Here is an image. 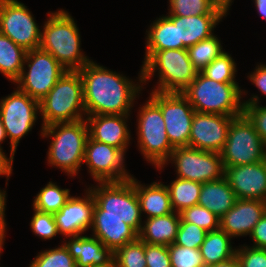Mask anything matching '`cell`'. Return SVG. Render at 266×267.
Wrapping results in <instances>:
<instances>
[{
    "instance_id": "cell-1",
    "label": "cell",
    "mask_w": 266,
    "mask_h": 267,
    "mask_svg": "<svg viewBox=\"0 0 266 267\" xmlns=\"http://www.w3.org/2000/svg\"><path fill=\"white\" fill-rule=\"evenodd\" d=\"M140 67L134 80L93 60L78 70L83 81L86 116L131 115L135 100L145 88Z\"/></svg>"
},
{
    "instance_id": "cell-17",
    "label": "cell",
    "mask_w": 266,
    "mask_h": 267,
    "mask_svg": "<svg viewBox=\"0 0 266 267\" xmlns=\"http://www.w3.org/2000/svg\"><path fill=\"white\" fill-rule=\"evenodd\" d=\"M85 187L83 196H71L59 212L53 214L58 232L64 238L83 235L91 229L95 201L88 186Z\"/></svg>"
},
{
    "instance_id": "cell-30",
    "label": "cell",
    "mask_w": 266,
    "mask_h": 267,
    "mask_svg": "<svg viewBox=\"0 0 266 267\" xmlns=\"http://www.w3.org/2000/svg\"><path fill=\"white\" fill-rule=\"evenodd\" d=\"M166 16L192 17L206 14H229V8L219 0H168Z\"/></svg>"
},
{
    "instance_id": "cell-3",
    "label": "cell",
    "mask_w": 266,
    "mask_h": 267,
    "mask_svg": "<svg viewBox=\"0 0 266 267\" xmlns=\"http://www.w3.org/2000/svg\"><path fill=\"white\" fill-rule=\"evenodd\" d=\"M42 138H51L46 161L68 177H76L82 169L85 145L89 137L86 119L55 123L40 129Z\"/></svg>"
},
{
    "instance_id": "cell-33",
    "label": "cell",
    "mask_w": 266,
    "mask_h": 267,
    "mask_svg": "<svg viewBox=\"0 0 266 267\" xmlns=\"http://www.w3.org/2000/svg\"><path fill=\"white\" fill-rule=\"evenodd\" d=\"M221 42V39L214 34L210 38L201 40L187 49L190 60L198 72L202 71L225 51Z\"/></svg>"
},
{
    "instance_id": "cell-32",
    "label": "cell",
    "mask_w": 266,
    "mask_h": 267,
    "mask_svg": "<svg viewBox=\"0 0 266 267\" xmlns=\"http://www.w3.org/2000/svg\"><path fill=\"white\" fill-rule=\"evenodd\" d=\"M71 196L70 189L62 188L56 182L49 181L36 194L32 206L38 211L54 214L59 212Z\"/></svg>"
},
{
    "instance_id": "cell-7",
    "label": "cell",
    "mask_w": 266,
    "mask_h": 267,
    "mask_svg": "<svg viewBox=\"0 0 266 267\" xmlns=\"http://www.w3.org/2000/svg\"><path fill=\"white\" fill-rule=\"evenodd\" d=\"M88 186L95 201L93 215L119 217L140 232L143 218L133 176L124 181L96 182Z\"/></svg>"
},
{
    "instance_id": "cell-23",
    "label": "cell",
    "mask_w": 266,
    "mask_h": 267,
    "mask_svg": "<svg viewBox=\"0 0 266 267\" xmlns=\"http://www.w3.org/2000/svg\"><path fill=\"white\" fill-rule=\"evenodd\" d=\"M90 235L99 239L113 253L138 238V233L119 217L93 215Z\"/></svg>"
},
{
    "instance_id": "cell-4",
    "label": "cell",
    "mask_w": 266,
    "mask_h": 267,
    "mask_svg": "<svg viewBox=\"0 0 266 267\" xmlns=\"http://www.w3.org/2000/svg\"><path fill=\"white\" fill-rule=\"evenodd\" d=\"M182 94L195 112L237 117L243 114L242 99L248 91L239 83H220L198 72Z\"/></svg>"
},
{
    "instance_id": "cell-35",
    "label": "cell",
    "mask_w": 266,
    "mask_h": 267,
    "mask_svg": "<svg viewBox=\"0 0 266 267\" xmlns=\"http://www.w3.org/2000/svg\"><path fill=\"white\" fill-rule=\"evenodd\" d=\"M29 267H76V261L62 243L54 248L41 250Z\"/></svg>"
},
{
    "instance_id": "cell-8",
    "label": "cell",
    "mask_w": 266,
    "mask_h": 267,
    "mask_svg": "<svg viewBox=\"0 0 266 267\" xmlns=\"http://www.w3.org/2000/svg\"><path fill=\"white\" fill-rule=\"evenodd\" d=\"M147 99L137 110V148L143 159L157 168L165 164L174 148L165 129L161 108L150 97Z\"/></svg>"
},
{
    "instance_id": "cell-40",
    "label": "cell",
    "mask_w": 266,
    "mask_h": 267,
    "mask_svg": "<svg viewBox=\"0 0 266 267\" xmlns=\"http://www.w3.org/2000/svg\"><path fill=\"white\" fill-rule=\"evenodd\" d=\"M30 229L40 239L51 240L59 235L58 227L52 213L41 212L33 208Z\"/></svg>"
},
{
    "instance_id": "cell-47",
    "label": "cell",
    "mask_w": 266,
    "mask_h": 267,
    "mask_svg": "<svg viewBox=\"0 0 266 267\" xmlns=\"http://www.w3.org/2000/svg\"><path fill=\"white\" fill-rule=\"evenodd\" d=\"M13 159L8 158V155L3 149H0V177H6V185L13 172Z\"/></svg>"
},
{
    "instance_id": "cell-13",
    "label": "cell",
    "mask_w": 266,
    "mask_h": 267,
    "mask_svg": "<svg viewBox=\"0 0 266 267\" xmlns=\"http://www.w3.org/2000/svg\"><path fill=\"white\" fill-rule=\"evenodd\" d=\"M0 32L26 51L40 47L42 29L21 1L0 0Z\"/></svg>"
},
{
    "instance_id": "cell-49",
    "label": "cell",
    "mask_w": 266,
    "mask_h": 267,
    "mask_svg": "<svg viewBox=\"0 0 266 267\" xmlns=\"http://www.w3.org/2000/svg\"><path fill=\"white\" fill-rule=\"evenodd\" d=\"M210 267H240L239 261L236 257V255L234 257H232L231 259L212 265Z\"/></svg>"
},
{
    "instance_id": "cell-36",
    "label": "cell",
    "mask_w": 266,
    "mask_h": 267,
    "mask_svg": "<svg viewBox=\"0 0 266 267\" xmlns=\"http://www.w3.org/2000/svg\"><path fill=\"white\" fill-rule=\"evenodd\" d=\"M118 267H147L145 259V243L137 238L118 248L113 253Z\"/></svg>"
},
{
    "instance_id": "cell-16",
    "label": "cell",
    "mask_w": 266,
    "mask_h": 267,
    "mask_svg": "<svg viewBox=\"0 0 266 267\" xmlns=\"http://www.w3.org/2000/svg\"><path fill=\"white\" fill-rule=\"evenodd\" d=\"M234 117L195 112L188 147L220 153Z\"/></svg>"
},
{
    "instance_id": "cell-12",
    "label": "cell",
    "mask_w": 266,
    "mask_h": 267,
    "mask_svg": "<svg viewBox=\"0 0 266 267\" xmlns=\"http://www.w3.org/2000/svg\"><path fill=\"white\" fill-rule=\"evenodd\" d=\"M172 164L177 178L188 179L201 184L224 177V166L221 155L217 152L203 151L191 147L174 148L163 166L156 169L160 172Z\"/></svg>"
},
{
    "instance_id": "cell-46",
    "label": "cell",
    "mask_w": 266,
    "mask_h": 267,
    "mask_svg": "<svg viewBox=\"0 0 266 267\" xmlns=\"http://www.w3.org/2000/svg\"><path fill=\"white\" fill-rule=\"evenodd\" d=\"M6 196L7 195V192L6 190L4 189H1L0 188V241H3L5 242V237H6V231H7V222H6V214H5V211H6Z\"/></svg>"
},
{
    "instance_id": "cell-14",
    "label": "cell",
    "mask_w": 266,
    "mask_h": 267,
    "mask_svg": "<svg viewBox=\"0 0 266 267\" xmlns=\"http://www.w3.org/2000/svg\"><path fill=\"white\" fill-rule=\"evenodd\" d=\"M149 97L161 108L173 148L188 147L195 110L182 93L151 91Z\"/></svg>"
},
{
    "instance_id": "cell-31",
    "label": "cell",
    "mask_w": 266,
    "mask_h": 267,
    "mask_svg": "<svg viewBox=\"0 0 266 267\" xmlns=\"http://www.w3.org/2000/svg\"><path fill=\"white\" fill-rule=\"evenodd\" d=\"M171 206L174 212L180 213L183 209L198 204L202 184L188 179L177 178L166 185Z\"/></svg>"
},
{
    "instance_id": "cell-26",
    "label": "cell",
    "mask_w": 266,
    "mask_h": 267,
    "mask_svg": "<svg viewBox=\"0 0 266 267\" xmlns=\"http://www.w3.org/2000/svg\"><path fill=\"white\" fill-rule=\"evenodd\" d=\"M181 218L178 212L143 220L138 238L151 245H170L176 240Z\"/></svg>"
},
{
    "instance_id": "cell-19",
    "label": "cell",
    "mask_w": 266,
    "mask_h": 267,
    "mask_svg": "<svg viewBox=\"0 0 266 267\" xmlns=\"http://www.w3.org/2000/svg\"><path fill=\"white\" fill-rule=\"evenodd\" d=\"M130 117L131 115L113 114L86 116L89 136L93 140L121 149L126 154L133 140L128 126Z\"/></svg>"
},
{
    "instance_id": "cell-29",
    "label": "cell",
    "mask_w": 266,
    "mask_h": 267,
    "mask_svg": "<svg viewBox=\"0 0 266 267\" xmlns=\"http://www.w3.org/2000/svg\"><path fill=\"white\" fill-rule=\"evenodd\" d=\"M27 51L0 32V73L14 83L20 76Z\"/></svg>"
},
{
    "instance_id": "cell-9",
    "label": "cell",
    "mask_w": 266,
    "mask_h": 267,
    "mask_svg": "<svg viewBox=\"0 0 266 267\" xmlns=\"http://www.w3.org/2000/svg\"><path fill=\"white\" fill-rule=\"evenodd\" d=\"M220 155L224 167L253 164L266 159V145L244 113L233 118Z\"/></svg>"
},
{
    "instance_id": "cell-48",
    "label": "cell",
    "mask_w": 266,
    "mask_h": 267,
    "mask_svg": "<svg viewBox=\"0 0 266 267\" xmlns=\"http://www.w3.org/2000/svg\"><path fill=\"white\" fill-rule=\"evenodd\" d=\"M257 13L266 21V0H253Z\"/></svg>"
},
{
    "instance_id": "cell-53",
    "label": "cell",
    "mask_w": 266,
    "mask_h": 267,
    "mask_svg": "<svg viewBox=\"0 0 266 267\" xmlns=\"http://www.w3.org/2000/svg\"><path fill=\"white\" fill-rule=\"evenodd\" d=\"M4 243H5V242L0 241V259H1V254L3 253ZM0 267H2V266H0Z\"/></svg>"
},
{
    "instance_id": "cell-22",
    "label": "cell",
    "mask_w": 266,
    "mask_h": 267,
    "mask_svg": "<svg viewBox=\"0 0 266 267\" xmlns=\"http://www.w3.org/2000/svg\"><path fill=\"white\" fill-rule=\"evenodd\" d=\"M228 14H206L190 17L167 16L174 24H178V43L182 49H188L201 40L214 35V30Z\"/></svg>"
},
{
    "instance_id": "cell-43",
    "label": "cell",
    "mask_w": 266,
    "mask_h": 267,
    "mask_svg": "<svg viewBox=\"0 0 266 267\" xmlns=\"http://www.w3.org/2000/svg\"><path fill=\"white\" fill-rule=\"evenodd\" d=\"M145 259L147 267H171L170 254L166 245L145 243Z\"/></svg>"
},
{
    "instance_id": "cell-18",
    "label": "cell",
    "mask_w": 266,
    "mask_h": 267,
    "mask_svg": "<svg viewBox=\"0 0 266 267\" xmlns=\"http://www.w3.org/2000/svg\"><path fill=\"white\" fill-rule=\"evenodd\" d=\"M224 177L237 199L266 202V159L253 164L224 167Z\"/></svg>"
},
{
    "instance_id": "cell-44",
    "label": "cell",
    "mask_w": 266,
    "mask_h": 267,
    "mask_svg": "<svg viewBox=\"0 0 266 267\" xmlns=\"http://www.w3.org/2000/svg\"><path fill=\"white\" fill-rule=\"evenodd\" d=\"M249 237L253 242L251 247L266 249V213L254 226Z\"/></svg>"
},
{
    "instance_id": "cell-41",
    "label": "cell",
    "mask_w": 266,
    "mask_h": 267,
    "mask_svg": "<svg viewBox=\"0 0 266 267\" xmlns=\"http://www.w3.org/2000/svg\"><path fill=\"white\" fill-rule=\"evenodd\" d=\"M206 234L207 231L195 224L180 222L174 244L187 248L199 249Z\"/></svg>"
},
{
    "instance_id": "cell-50",
    "label": "cell",
    "mask_w": 266,
    "mask_h": 267,
    "mask_svg": "<svg viewBox=\"0 0 266 267\" xmlns=\"http://www.w3.org/2000/svg\"><path fill=\"white\" fill-rule=\"evenodd\" d=\"M6 138H7V135H6L5 128L3 126V123H2L1 117H0V149H3L1 144L3 142H5Z\"/></svg>"
},
{
    "instance_id": "cell-27",
    "label": "cell",
    "mask_w": 266,
    "mask_h": 267,
    "mask_svg": "<svg viewBox=\"0 0 266 267\" xmlns=\"http://www.w3.org/2000/svg\"><path fill=\"white\" fill-rule=\"evenodd\" d=\"M237 197L225 177L202 184L198 205L221 218L235 204Z\"/></svg>"
},
{
    "instance_id": "cell-20",
    "label": "cell",
    "mask_w": 266,
    "mask_h": 267,
    "mask_svg": "<svg viewBox=\"0 0 266 267\" xmlns=\"http://www.w3.org/2000/svg\"><path fill=\"white\" fill-rule=\"evenodd\" d=\"M266 213V202L257 199H237L234 206L223 215L220 229L230 237H247Z\"/></svg>"
},
{
    "instance_id": "cell-45",
    "label": "cell",
    "mask_w": 266,
    "mask_h": 267,
    "mask_svg": "<svg viewBox=\"0 0 266 267\" xmlns=\"http://www.w3.org/2000/svg\"><path fill=\"white\" fill-rule=\"evenodd\" d=\"M248 80L257 87L260 94L266 96V66L262 62L258 63L251 73L247 75Z\"/></svg>"
},
{
    "instance_id": "cell-11",
    "label": "cell",
    "mask_w": 266,
    "mask_h": 267,
    "mask_svg": "<svg viewBox=\"0 0 266 267\" xmlns=\"http://www.w3.org/2000/svg\"><path fill=\"white\" fill-rule=\"evenodd\" d=\"M66 71L53 55L40 48L33 49L27 51L21 76L13 84L41 101Z\"/></svg>"
},
{
    "instance_id": "cell-5",
    "label": "cell",
    "mask_w": 266,
    "mask_h": 267,
    "mask_svg": "<svg viewBox=\"0 0 266 267\" xmlns=\"http://www.w3.org/2000/svg\"><path fill=\"white\" fill-rule=\"evenodd\" d=\"M41 128L86 119L83 81L79 71H66L39 101Z\"/></svg>"
},
{
    "instance_id": "cell-15",
    "label": "cell",
    "mask_w": 266,
    "mask_h": 267,
    "mask_svg": "<svg viewBox=\"0 0 266 267\" xmlns=\"http://www.w3.org/2000/svg\"><path fill=\"white\" fill-rule=\"evenodd\" d=\"M125 155L121 149L93 140L89 136L83 164H86L94 182L124 181L133 176L126 169Z\"/></svg>"
},
{
    "instance_id": "cell-42",
    "label": "cell",
    "mask_w": 266,
    "mask_h": 267,
    "mask_svg": "<svg viewBox=\"0 0 266 267\" xmlns=\"http://www.w3.org/2000/svg\"><path fill=\"white\" fill-rule=\"evenodd\" d=\"M236 257L240 267H266V249L243 244L237 246Z\"/></svg>"
},
{
    "instance_id": "cell-37",
    "label": "cell",
    "mask_w": 266,
    "mask_h": 267,
    "mask_svg": "<svg viewBox=\"0 0 266 267\" xmlns=\"http://www.w3.org/2000/svg\"><path fill=\"white\" fill-rule=\"evenodd\" d=\"M179 214L181 218L180 222L195 224L207 232L220 228V218L207 208L198 204L183 209Z\"/></svg>"
},
{
    "instance_id": "cell-28",
    "label": "cell",
    "mask_w": 266,
    "mask_h": 267,
    "mask_svg": "<svg viewBox=\"0 0 266 267\" xmlns=\"http://www.w3.org/2000/svg\"><path fill=\"white\" fill-rule=\"evenodd\" d=\"M233 238L222 229L207 232L200 246V252L206 267L227 261L236 255L237 247H233Z\"/></svg>"
},
{
    "instance_id": "cell-24",
    "label": "cell",
    "mask_w": 266,
    "mask_h": 267,
    "mask_svg": "<svg viewBox=\"0 0 266 267\" xmlns=\"http://www.w3.org/2000/svg\"><path fill=\"white\" fill-rule=\"evenodd\" d=\"M133 185L136 189L141 215L145 219L174 212L168 189L163 182L153 181L151 184H141L133 175Z\"/></svg>"
},
{
    "instance_id": "cell-39",
    "label": "cell",
    "mask_w": 266,
    "mask_h": 267,
    "mask_svg": "<svg viewBox=\"0 0 266 267\" xmlns=\"http://www.w3.org/2000/svg\"><path fill=\"white\" fill-rule=\"evenodd\" d=\"M171 267H206L200 249L176 244L168 245Z\"/></svg>"
},
{
    "instance_id": "cell-34",
    "label": "cell",
    "mask_w": 266,
    "mask_h": 267,
    "mask_svg": "<svg viewBox=\"0 0 266 267\" xmlns=\"http://www.w3.org/2000/svg\"><path fill=\"white\" fill-rule=\"evenodd\" d=\"M204 76L220 83H238L237 64L229 52H222L207 67L200 71Z\"/></svg>"
},
{
    "instance_id": "cell-25",
    "label": "cell",
    "mask_w": 266,
    "mask_h": 267,
    "mask_svg": "<svg viewBox=\"0 0 266 267\" xmlns=\"http://www.w3.org/2000/svg\"><path fill=\"white\" fill-rule=\"evenodd\" d=\"M145 32V56L142 66L157 52L165 49H182L178 43V24L166 15L156 18Z\"/></svg>"
},
{
    "instance_id": "cell-38",
    "label": "cell",
    "mask_w": 266,
    "mask_h": 267,
    "mask_svg": "<svg viewBox=\"0 0 266 267\" xmlns=\"http://www.w3.org/2000/svg\"><path fill=\"white\" fill-rule=\"evenodd\" d=\"M258 94H251L248 100L242 99L244 110L243 113L248 117L260 135V138L266 145V106L260 105Z\"/></svg>"
},
{
    "instance_id": "cell-6",
    "label": "cell",
    "mask_w": 266,
    "mask_h": 267,
    "mask_svg": "<svg viewBox=\"0 0 266 267\" xmlns=\"http://www.w3.org/2000/svg\"><path fill=\"white\" fill-rule=\"evenodd\" d=\"M142 71L143 86L157 76L158 82L151 90L164 93H182L198 74L187 49L157 51L142 66Z\"/></svg>"
},
{
    "instance_id": "cell-51",
    "label": "cell",
    "mask_w": 266,
    "mask_h": 267,
    "mask_svg": "<svg viewBox=\"0 0 266 267\" xmlns=\"http://www.w3.org/2000/svg\"><path fill=\"white\" fill-rule=\"evenodd\" d=\"M92 267H118L115 259L113 258L110 262L104 265L92 266Z\"/></svg>"
},
{
    "instance_id": "cell-10",
    "label": "cell",
    "mask_w": 266,
    "mask_h": 267,
    "mask_svg": "<svg viewBox=\"0 0 266 267\" xmlns=\"http://www.w3.org/2000/svg\"><path fill=\"white\" fill-rule=\"evenodd\" d=\"M14 88L12 93L0 99V117L10 140L9 157L13 160L20 140L32 131L40 115L39 101L16 86Z\"/></svg>"
},
{
    "instance_id": "cell-2",
    "label": "cell",
    "mask_w": 266,
    "mask_h": 267,
    "mask_svg": "<svg viewBox=\"0 0 266 267\" xmlns=\"http://www.w3.org/2000/svg\"><path fill=\"white\" fill-rule=\"evenodd\" d=\"M41 32L40 49L50 53L68 71H78L90 59L81 48V35L72 15L64 10L48 12Z\"/></svg>"
},
{
    "instance_id": "cell-52",
    "label": "cell",
    "mask_w": 266,
    "mask_h": 267,
    "mask_svg": "<svg viewBox=\"0 0 266 267\" xmlns=\"http://www.w3.org/2000/svg\"><path fill=\"white\" fill-rule=\"evenodd\" d=\"M219 1L225 4L229 9H231L230 7L232 6V3L234 2V0H219Z\"/></svg>"
},
{
    "instance_id": "cell-21",
    "label": "cell",
    "mask_w": 266,
    "mask_h": 267,
    "mask_svg": "<svg viewBox=\"0 0 266 267\" xmlns=\"http://www.w3.org/2000/svg\"><path fill=\"white\" fill-rule=\"evenodd\" d=\"M61 243L76 261V267L104 265L113 259V252L92 235L65 237Z\"/></svg>"
}]
</instances>
